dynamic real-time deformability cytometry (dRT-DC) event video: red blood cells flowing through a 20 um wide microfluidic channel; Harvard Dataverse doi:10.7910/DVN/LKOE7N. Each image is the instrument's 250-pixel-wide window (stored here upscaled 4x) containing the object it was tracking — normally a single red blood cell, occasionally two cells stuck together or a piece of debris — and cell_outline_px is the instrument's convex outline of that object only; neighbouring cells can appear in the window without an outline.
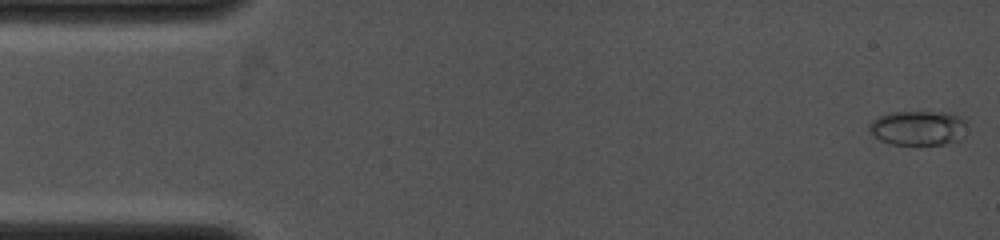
{"species": "common noctule bat (a hibernating species)", "species_latin": "Nyctalus noctula", "temperature_condition": "cold", "stored_images_in_passage": 2, "camera_frame_rate_fps": 4000, "um_per_image_px": 0.085, "animal": {"sex": "female", "body_mass_g": 19.0, "forearm_length_mm": 53.3}, "frame": {"image": 1, "passage_image": 1, "time_ms": 0.0, "image_size_px": [1000, 240], "cell_outline_px": [[964, 136], [960, 140], [944, 144], [892, 144], [880, 140], [868, 132], [868, 124], [872, 120], [880, 116], [892, 112], [948, 112], [960, 116], [964, 120]], "centroid_in_image_um": [78.02, 10.87], "position_along_channel_um": 7.0, "area_um2": 19.77}}